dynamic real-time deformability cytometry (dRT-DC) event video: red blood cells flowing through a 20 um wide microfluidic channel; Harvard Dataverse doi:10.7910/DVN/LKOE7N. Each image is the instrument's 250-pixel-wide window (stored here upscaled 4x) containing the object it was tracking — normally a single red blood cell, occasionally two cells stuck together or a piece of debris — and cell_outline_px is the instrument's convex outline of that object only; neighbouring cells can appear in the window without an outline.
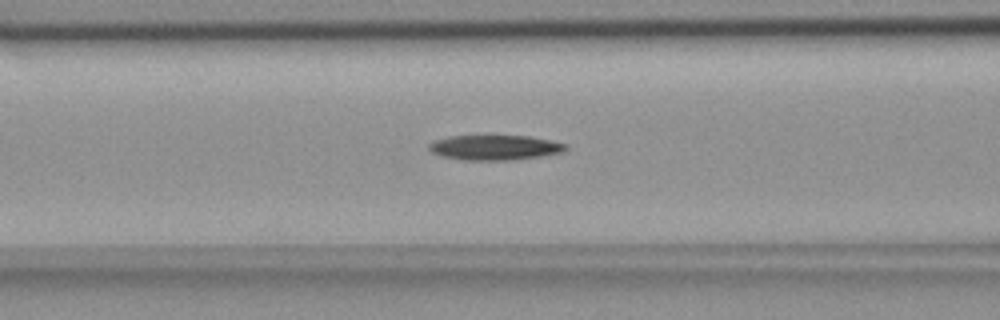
{"species": "common noctule bat (a hibernating species)", "species_latin": "Nyctalus noctula", "temperature_condition": "room temperature", "stored_images_in_passage": 49, "camera_frame_rate_fps": 3000, "um_per_image_px": 0.085, "animal": {"sex": "female", "body_mass_g": 18.4}, "frame": {"image": 1, "passage_image": 22, "time_ms": 7.0, "image_size_px": [1000, 320], "cell_outline_px": [[568, 148], [560, 152], [540, 156], [512, 160], [464, 160], [440, 156], [432, 152], [428, 148], [428, 144], [432, 140], [448, 136], [528, 136], [568, 144]], "centroid_in_image_um": [41.99, 12.54], "position_along_channel_um": 124.6, "area_um2": 19.88}}
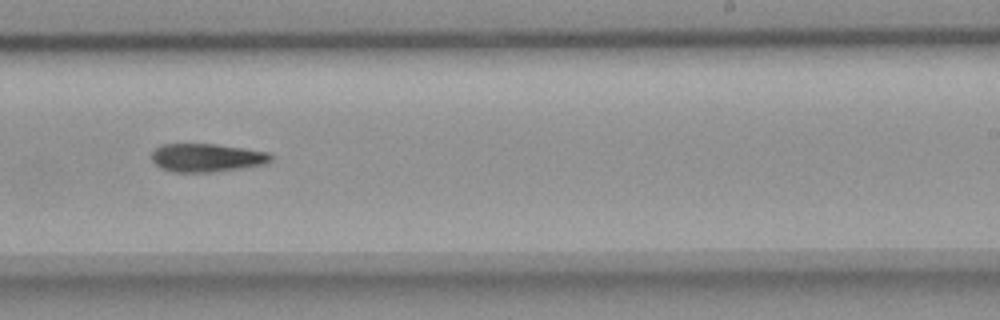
{"frame": {"image": 2, "passage_image": 34, "time_ms": 11.0, "image_size_px": [1000, 320], "cell_outline_px": [[272, 160], [264, 164], [240, 168], [212, 172], [172, 172], [160, 168], [152, 160], [152, 152], [160, 144], [216, 144], [244, 148], [268, 152], [272, 156]], "centroid_in_image_um": [17.55, 13.4], "position_along_channel_um": 271.4, "area_um2": 19.65}}
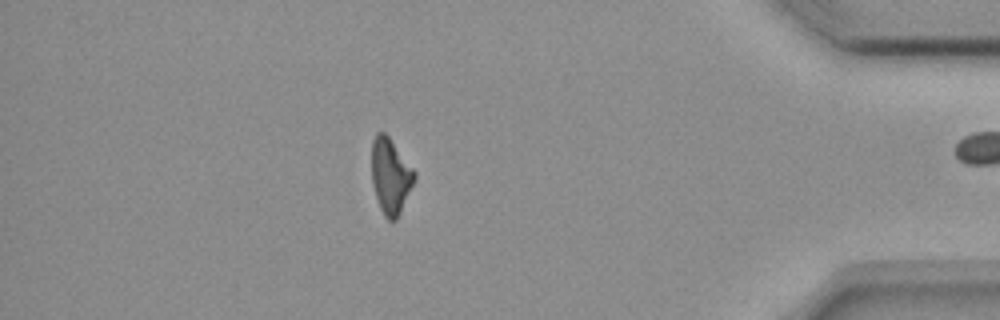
{"frame": {"image": 3, "passage_image": 48, "time_ms": 15.667, "image_size_px": [1000, 320], "cell_outline_px": [[416, 176], [400, 212], [396, 220], [388, 220], [384, 216], [380, 208], [372, 184], [372, 140], [376, 132], [384, 132], [388, 136], [416, 172]], "centroid_in_image_um": [33.18, 14.95], "position_along_channel_um": 402.0, "area_um2": 18.55}, "authors_computed_cell_mechanics": {"area_um2": 19.7098, "velocity_mm_per_s": 3.6932, "shape_relaxation_time_tau1_ms": 7.2748, "shape_relaxation_time_tau2_ms": null, "deformation_change_tau1": 0.1821, "deformation_change_tau2": null}}